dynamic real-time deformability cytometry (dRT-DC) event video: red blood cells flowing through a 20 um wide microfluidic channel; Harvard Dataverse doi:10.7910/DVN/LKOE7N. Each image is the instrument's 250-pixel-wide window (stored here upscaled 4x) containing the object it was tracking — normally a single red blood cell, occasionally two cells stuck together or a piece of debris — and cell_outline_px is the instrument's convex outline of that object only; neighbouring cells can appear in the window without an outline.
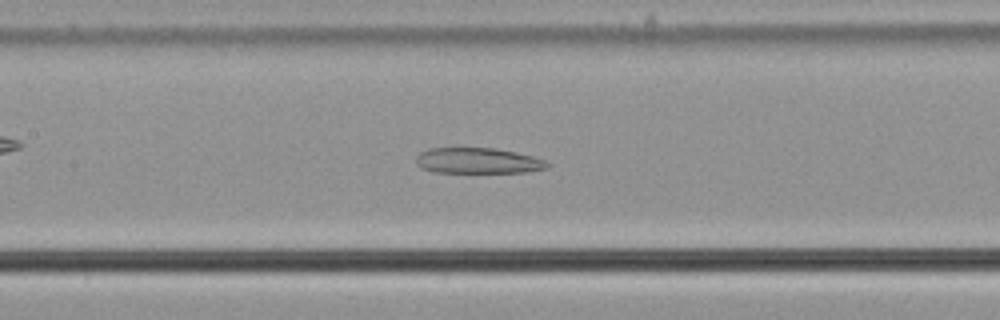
{"species": "common noctule bat (a hibernating species)", "species_latin": "Nyctalus noctula", "temperature_condition": "cold", "stored_images_in_passage": 45, "camera_frame_rate_fps": 3000, "um_per_image_px": 0.085, "animal": {"sex": "male", "body_mass_g": 21.5, "forearm_length_mm": 52.0}, "frame": {"image": 1, "passage_image": 20, "time_ms": 6.333, "image_size_px": [1000, 320], "cell_outline_px": [[552, 164], [548, 168], [528, 172], [432, 172], [420, 168], [416, 164], [416, 156], [420, 152], [428, 148], [496, 148], [516, 152], [532, 156], [544, 160]], "centroid_in_image_um": [40.62, 13.66], "position_along_channel_um": 166.8, "area_um2": 19.83}}
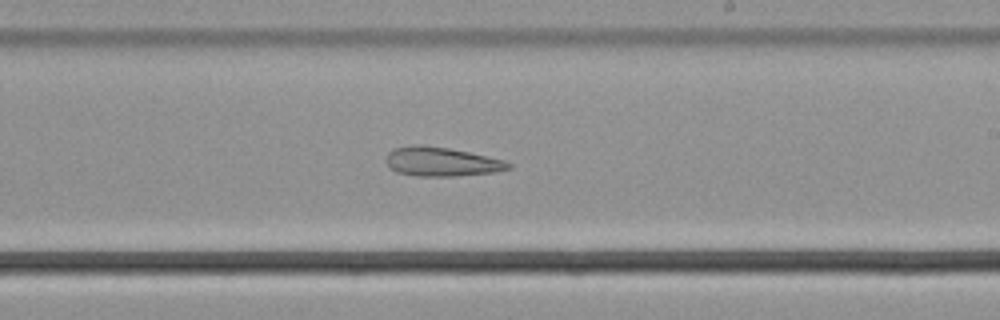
{"frame": {"image": 2, "passage_image": 27, "time_ms": 8.667, "image_size_px": [1000, 320], "cell_outline_px": [[512, 168], [496, 172], [456, 176], [416, 176], [396, 172], [388, 168], [384, 160], [388, 152], [392, 148], [416, 144], [420, 144], [448, 148], [468, 152], [504, 160], [512, 164]], "centroid_in_image_um": [37.47, 13.75], "position_along_channel_um": 251.5, "area_um2": 21.04}}
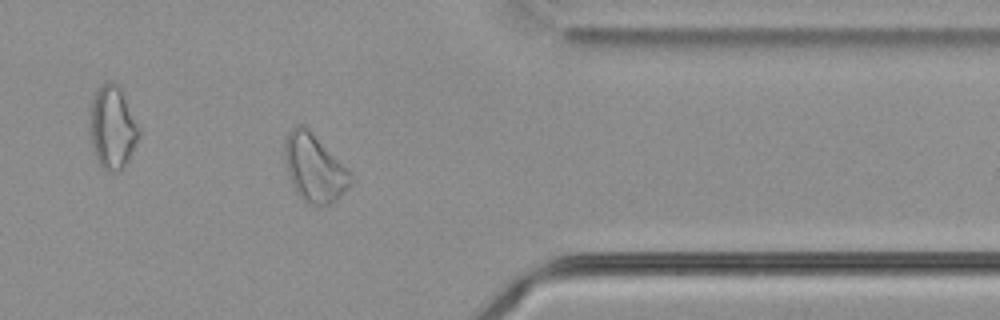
{"frame": {"image": 3, "passage_image": 39, "time_ms": 12.667, "image_size_px": [1000, 320], "cell_outline_px": [[356, 180], [332, 204], [320, 208], [308, 204], [300, 196], [292, 184], [288, 172], [284, 156], [284, 140], [288, 132], [296, 124], [304, 124], [348, 168]], "centroid_in_image_um": [26.75, 14.29], "position_along_channel_um": 384.6, "area_um2": 26.47}}